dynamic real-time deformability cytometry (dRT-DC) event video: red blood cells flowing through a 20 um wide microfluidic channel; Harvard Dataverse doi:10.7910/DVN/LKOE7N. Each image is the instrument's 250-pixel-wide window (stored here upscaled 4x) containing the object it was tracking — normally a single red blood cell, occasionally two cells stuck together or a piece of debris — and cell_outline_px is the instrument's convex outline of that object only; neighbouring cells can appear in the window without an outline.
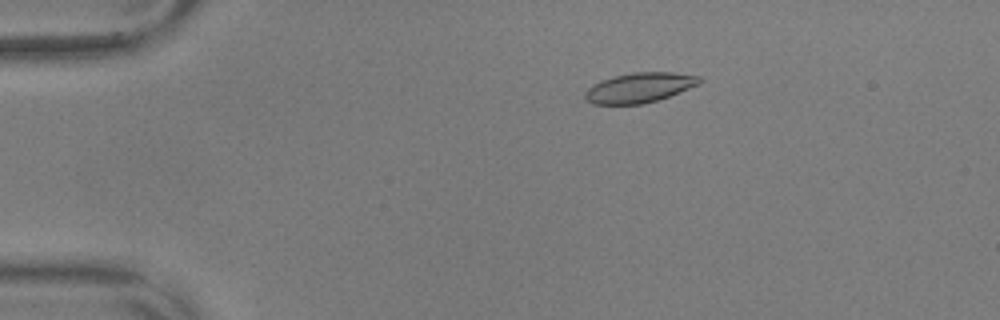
{"species": "common noctule bat (a hibernating species)", "species_latin": "Nyctalus noctula", "temperature_condition": "warm", "stored_images_in_passage": 57, "camera_frame_rate_fps": 3000, "um_per_image_px": 0.085, "animal": {"sex": "male", "body_mass_g": 17.9, "forearm_length_mm": 54.2}, "frame": {"image": 1, "passage_image": 11, "time_ms": 3.333, "image_size_px": [1000, 320], "cell_outline_px": [[704, 80], [700, 84], [668, 96], [644, 104], [592, 104], [584, 96], [584, 92], [592, 84], [600, 80], [632, 72], [672, 72], [700, 76]], "centroid_in_image_um": [54.36, 7.44], "position_along_channel_um": 30.6, "area_um2": 19.94}}
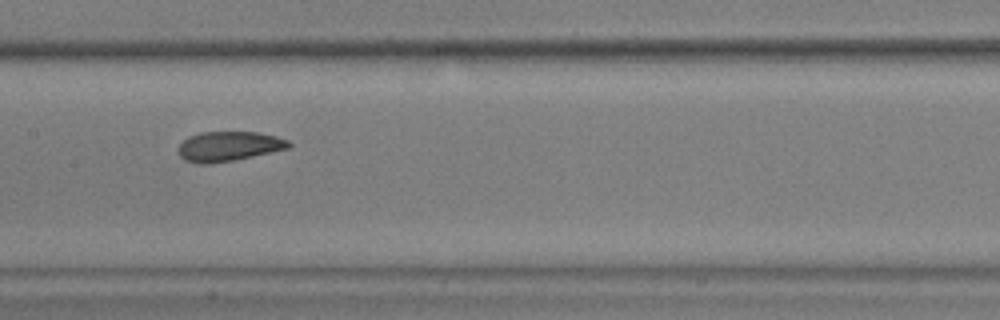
{"frame": {"image": 2, "passage_image": 29, "time_ms": 9.333, "image_size_px": [1000, 320], "cell_outline_px": [[292, 144], [288, 148], [252, 156], [212, 164], [200, 164], [184, 160], [176, 152], [180, 144], [188, 136], [200, 132], [256, 132], [276, 136], [288, 140]], "centroid_in_image_um": [19.39, 12.43], "position_along_channel_um": 188.0, "area_um2": 19.13}}
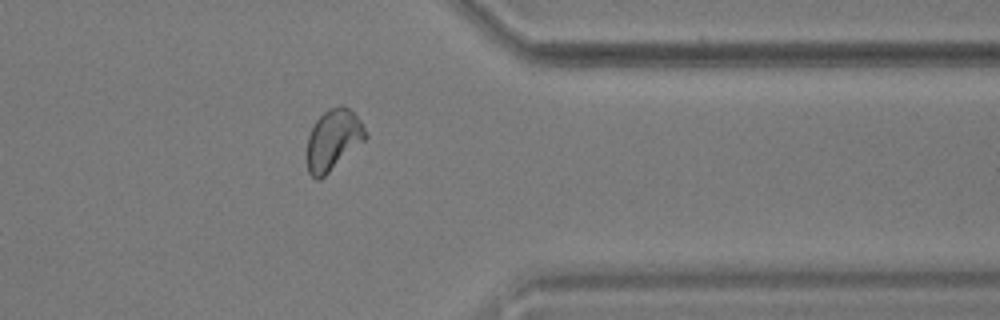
{"frame": {"image": 3, "passage_image": 46, "time_ms": 15.0, "image_size_px": [1000, 320], "cell_outline_px": [[368, 136], [364, 140], [320, 180], [316, 180], [308, 172], [308, 136], [316, 120], [328, 108], [340, 104], [344, 104], [360, 120]], "centroid_in_image_um": [28.32, 11.86], "position_along_channel_um": 383.1, "area_um2": 20.4}, "authors_computed_cell_mechanics": {"area_um2": 19.8832, "velocity_mm_per_s": 3.6013, "shape_relaxation_time_tau1_ms": 5.7236, "shape_relaxation_time_tau2_ms": 1.3228, "deformation_change_tau1": 0.1724, "deformation_change_tau2": 0.071}}